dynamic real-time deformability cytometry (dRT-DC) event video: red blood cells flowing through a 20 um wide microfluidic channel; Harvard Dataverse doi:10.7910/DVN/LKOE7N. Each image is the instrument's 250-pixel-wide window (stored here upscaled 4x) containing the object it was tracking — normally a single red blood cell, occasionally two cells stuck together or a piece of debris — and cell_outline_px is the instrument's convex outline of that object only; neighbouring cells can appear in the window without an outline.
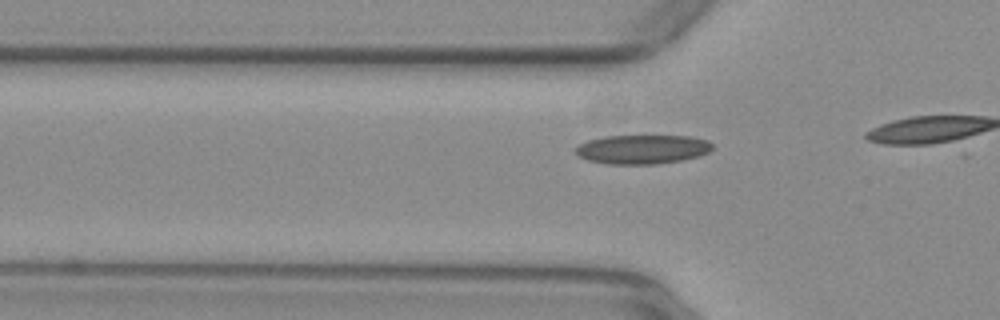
{"species": "common noctule bat (a hibernating species)", "species_latin": "Nyctalus noctula", "temperature_condition": "warm", "stored_images_in_passage": 16, "camera_frame_rate_fps": 3000, "um_per_image_px": 0.085, "animal": {"sex": "female", "body_mass_g": 29.2, "forearm_length_mm": 56.3}, "frame": {"image": 1, "passage_image": 13, "time_ms": 4.0, "image_size_px": [1000, 320], "cell_outline_px": [[712, 148], [708, 152], [696, 156], [680, 160], [656, 164], [608, 164], [588, 160], [580, 156], [572, 148], [588, 140], [604, 136], [692, 136], [708, 140], [712, 144]], "centroid_in_image_um": [54.57, 12.68], "position_along_channel_um": 71.2, "area_um2": 23.12}}